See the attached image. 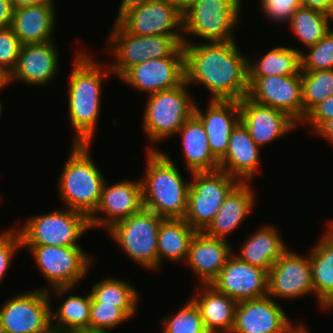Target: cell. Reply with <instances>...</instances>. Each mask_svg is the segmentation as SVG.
Returning <instances> with one entry per match:
<instances>
[{"label": "cell", "mask_w": 333, "mask_h": 333, "mask_svg": "<svg viewBox=\"0 0 333 333\" xmlns=\"http://www.w3.org/2000/svg\"><path fill=\"white\" fill-rule=\"evenodd\" d=\"M24 223L16 228L22 245L79 246L77 241L91 230L87 215L67 207L32 215Z\"/></svg>", "instance_id": "cell-8"}, {"label": "cell", "mask_w": 333, "mask_h": 333, "mask_svg": "<svg viewBox=\"0 0 333 333\" xmlns=\"http://www.w3.org/2000/svg\"><path fill=\"white\" fill-rule=\"evenodd\" d=\"M82 333H110V332L109 331H90V330H88V331H84Z\"/></svg>", "instance_id": "cell-54"}, {"label": "cell", "mask_w": 333, "mask_h": 333, "mask_svg": "<svg viewBox=\"0 0 333 333\" xmlns=\"http://www.w3.org/2000/svg\"><path fill=\"white\" fill-rule=\"evenodd\" d=\"M309 52L300 53L301 72L333 69V28L314 46L307 48Z\"/></svg>", "instance_id": "cell-39"}, {"label": "cell", "mask_w": 333, "mask_h": 333, "mask_svg": "<svg viewBox=\"0 0 333 333\" xmlns=\"http://www.w3.org/2000/svg\"><path fill=\"white\" fill-rule=\"evenodd\" d=\"M239 105L240 120L261 149L298 127L283 111L254 102L247 96L239 101Z\"/></svg>", "instance_id": "cell-21"}, {"label": "cell", "mask_w": 333, "mask_h": 333, "mask_svg": "<svg viewBox=\"0 0 333 333\" xmlns=\"http://www.w3.org/2000/svg\"><path fill=\"white\" fill-rule=\"evenodd\" d=\"M48 333H63V332L51 329Z\"/></svg>", "instance_id": "cell-55"}, {"label": "cell", "mask_w": 333, "mask_h": 333, "mask_svg": "<svg viewBox=\"0 0 333 333\" xmlns=\"http://www.w3.org/2000/svg\"><path fill=\"white\" fill-rule=\"evenodd\" d=\"M141 180L143 208L163 218L183 219L187 211L190 181L162 151H147Z\"/></svg>", "instance_id": "cell-3"}, {"label": "cell", "mask_w": 333, "mask_h": 333, "mask_svg": "<svg viewBox=\"0 0 333 333\" xmlns=\"http://www.w3.org/2000/svg\"><path fill=\"white\" fill-rule=\"evenodd\" d=\"M301 52L297 48L277 46L259 59L248 58V76L301 74Z\"/></svg>", "instance_id": "cell-32"}, {"label": "cell", "mask_w": 333, "mask_h": 333, "mask_svg": "<svg viewBox=\"0 0 333 333\" xmlns=\"http://www.w3.org/2000/svg\"><path fill=\"white\" fill-rule=\"evenodd\" d=\"M107 37L109 51L116 60L110 63L112 74L121 78L131 67L146 60L184 55V35L137 36L126 32L116 21Z\"/></svg>", "instance_id": "cell-6"}, {"label": "cell", "mask_w": 333, "mask_h": 333, "mask_svg": "<svg viewBox=\"0 0 333 333\" xmlns=\"http://www.w3.org/2000/svg\"><path fill=\"white\" fill-rule=\"evenodd\" d=\"M13 11L11 0H0V29L11 26Z\"/></svg>", "instance_id": "cell-44"}, {"label": "cell", "mask_w": 333, "mask_h": 333, "mask_svg": "<svg viewBox=\"0 0 333 333\" xmlns=\"http://www.w3.org/2000/svg\"><path fill=\"white\" fill-rule=\"evenodd\" d=\"M183 37L185 82L200 83L210 100L240 101L248 94V57L235 40L194 44Z\"/></svg>", "instance_id": "cell-1"}, {"label": "cell", "mask_w": 333, "mask_h": 333, "mask_svg": "<svg viewBox=\"0 0 333 333\" xmlns=\"http://www.w3.org/2000/svg\"><path fill=\"white\" fill-rule=\"evenodd\" d=\"M247 97L254 102L278 109L297 125L303 122L301 74L248 76Z\"/></svg>", "instance_id": "cell-13"}, {"label": "cell", "mask_w": 333, "mask_h": 333, "mask_svg": "<svg viewBox=\"0 0 333 333\" xmlns=\"http://www.w3.org/2000/svg\"><path fill=\"white\" fill-rule=\"evenodd\" d=\"M164 317V318H163ZM162 317V333H208L204 327L198 306L189 299L173 316Z\"/></svg>", "instance_id": "cell-37"}, {"label": "cell", "mask_w": 333, "mask_h": 333, "mask_svg": "<svg viewBox=\"0 0 333 333\" xmlns=\"http://www.w3.org/2000/svg\"><path fill=\"white\" fill-rule=\"evenodd\" d=\"M167 0H151L125 12L116 22L137 36L183 35V17Z\"/></svg>", "instance_id": "cell-15"}, {"label": "cell", "mask_w": 333, "mask_h": 333, "mask_svg": "<svg viewBox=\"0 0 333 333\" xmlns=\"http://www.w3.org/2000/svg\"><path fill=\"white\" fill-rule=\"evenodd\" d=\"M210 285L237 303L257 299L268 294V272L232 254Z\"/></svg>", "instance_id": "cell-17"}, {"label": "cell", "mask_w": 333, "mask_h": 333, "mask_svg": "<svg viewBox=\"0 0 333 333\" xmlns=\"http://www.w3.org/2000/svg\"><path fill=\"white\" fill-rule=\"evenodd\" d=\"M198 288V290H197ZM191 299L198 306L208 333H231L237 302L216 291L211 285L196 287Z\"/></svg>", "instance_id": "cell-28"}, {"label": "cell", "mask_w": 333, "mask_h": 333, "mask_svg": "<svg viewBox=\"0 0 333 333\" xmlns=\"http://www.w3.org/2000/svg\"><path fill=\"white\" fill-rule=\"evenodd\" d=\"M165 218L142 208L107 229L111 238L133 261L150 271L158 270L157 237Z\"/></svg>", "instance_id": "cell-9"}, {"label": "cell", "mask_w": 333, "mask_h": 333, "mask_svg": "<svg viewBox=\"0 0 333 333\" xmlns=\"http://www.w3.org/2000/svg\"><path fill=\"white\" fill-rule=\"evenodd\" d=\"M270 296L237 303L231 333H289L295 326Z\"/></svg>", "instance_id": "cell-18"}, {"label": "cell", "mask_w": 333, "mask_h": 333, "mask_svg": "<svg viewBox=\"0 0 333 333\" xmlns=\"http://www.w3.org/2000/svg\"><path fill=\"white\" fill-rule=\"evenodd\" d=\"M20 248H22L21 237L15 226L0 233V284L8 272L13 256Z\"/></svg>", "instance_id": "cell-41"}, {"label": "cell", "mask_w": 333, "mask_h": 333, "mask_svg": "<svg viewBox=\"0 0 333 333\" xmlns=\"http://www.w3.org/2000/svg\"><path fill=\"white\" fill-rule=\"evenodd\" d=\"M302 6L333 16V0H301Z\"/></svg>", "instance_id": "cell-45"}, {"label": "cell", "mask_w": 333, "mask_h": 333, "mask_svg": "<svg viewBox=\"0 0 333 333\" xmlns=\"http://www.w3.org/2000/svg\"><path fill=\"white\" fill-rule=\"evenodd\" d=\"M186 215L183 218L197 232L213 220L226 196L239 183L225 171L191 173Z\"/></svg>", "instance_id": "cell-11"}, {"label": "cell", "mask_w": 333, "mask_h": 333, "mask_svg": "<svg viewBox=\"0 0 333 333\" xmlns=\"http://www.w3.org/2000/svg\"><path fill=\"white\" fill-rule=\"evenodd\" d=\"M48 0H11L13 9L28 7L32 5L41 4L47 2Z\"/></svg>", "instance_id": "cell-48"}, {"label": "cell", "mask_w": 333, "mask_h": 333, "mask_svg": "<svg viewBox=\"0 0 333 333\" xmlns=\"http://www.w3.org/2000/svg\"><path fill=\"white\" fill-rule=\"evenodd\" d=\"M91 144L72 143L68 161L58 180L59 197L65 207L90 217L98 208L105 177L90 156Z\"/></svg>", "instance_id": "cell-4"}, {"label": "cell", "mask_w": 333, "mask_h": 333, "mask_svg": "<svg viewBox=\"0 0 333 333\" xmlns=\"http://www.w3.org/2000/svg\"><path fill=\"white\" fill-rule=\"evenodd\" d=\"M327 226H329L327 232L333 237V221L329 222Z\"/></svg>", "instance_id": "cell-52"}, {"label": "cell", "mask_w": 333, "mask_h": 333, "mask_svg": "<svg viewBox=\"0 0 333 333\" xmlns=\"http://www.w3.org/2000/svg\"><path fill=\"white\" fill-rule=\"evenodd\" d=\"M24 247L29 249L36 267L52 288L49 294L54 290L60 298L87 276L93 262V256L81 246L22 245Z\"/></svg>", "instance_id": "cell-7"}, {"label": "cell", "mask_w": 333, "mask_h": 333, "mask_svg": "<svg viewBox=\"0 0 333 333\" xmlns=\"http://www.w3.org/2000/svg\"><path fill=\"white\" fill-rule=\"evenodd\" d=\"M188 86L184 80L177 87L148 95L142 129L153 144L147 151H158V147L156 149L153 145L177 135L180 127L194 113L195 102Z\"/></svg>", "instance_id": "cell-5"}, {"label": "cell", "mask_w": 333, "mask_h": 333, "mask_svg": "<svg viewBox=\"0 0 333 333\" xmlns=\"http://www.w3.org/2000/svg\"><path fill=\"white\" fill-rule=\"evenodd\" d=\"M4 82V78L0 76V85Z\"/></svg>", "instance_id": "cell-56"}, {"label": "cell", "mask_w": 333, "mask_h": 333, "mask_svg": "<svg viewBox=\"0 0 333 333\" xmlns=\"http://www.w3.org/2000/svg\"><path fill=\"white\" fill-rule=\"evenodd\" d=\"M90 293L92 302H103L118 308H138L137 289L123 279H114L110 276L103 278L92 286Z\"/></svg>", "instance_id": "cell-35"}, {"label": "cell", "mask_w": 333, "mask_h": 333, "mask_svg": "<svg viewBox=\"0 0 333 333\" xmlns=\"http://www.w3.org/2000/svg\"><path fill=\"white\" fill-rule=\"evenodd\" d=\"M54 0L14 9L11 28L21 45L53 40L56 24Z\"/></svg>", "instance_id": "cell-26"}, {"label": "cell", "mask_w": 333, "mask_h": 333, "mask_svg": "<svg viewBox=\"0 0 333 333\" xmlns=\"http://www.w3.org/2000/svg\"><path fill=\"white\" fill-rule=\"evenodd\" d=\"M92 295H69L56 312L51 311V327L63 333L89 330ZM55 322V323H54Z\"/></svg>", "instance_id": "cell-33"}, {"label": "cell", "mask_w": 333, "mask_h": 333, "mask_svg": "<svg viewBox=\"0 0 333 333\" xmlns=\"http://www.w3.org/2000/svg\"><path fill=\"white\" fill-rule=\"evenodd\" d=\"M195 103L194 114L203 123L213 155L220 160L227 152L233 128L240 121V105L236 100H210L206 112Z\"/></svg>", "instance_id": "cell-23"}, {"label": "cell", "mask_w": 333, "mask_h": 333, "mask_svg": "<svg viewBox=\"0 0 333 333\" xmlns=\"http://www.w3.org/2000/svg\"><path fill=\"white\" fill-rule=\"evenodd\" d=\"M305 326L306 325L302 326V324L299 323L298 325H295V327L289 333H310Z\"/></svg>", "instance_id": "cell-50"}, {"label": "cell", "mask_w": 333, "mask_h": 333, "mask_svg": "<svg viewBox=\"0 0 333 333\" xmlns=\"http://www.w3.org/2000/svg\"><path fill=\"white\" fill-rule=\"evenodd\" d=\"M319 238L309 253V259L314 295L318 305L324 308L333 298V237L325 231Z\"/></svg>", "instance_id": "cell-30"}, {"label": "cell", "mask_w": 333, "mask_h": 333, "mask_svg": "<svg viewBox=\"0 0 333 333\" xmlns=\"http://www.w3.org/2000/svg\"><path fill=\"white\" fill-rule=\"evenodd\" d=\"M332 308H333V298L324 305L323 309L329 310V309H332Z\"/></svg>", "instance_id": "cell-51"}, {"label": "cell", "mask_w": 333, "mask_h": 333, "mask_svg": "<svg viewBox=\"0 0 333 333\" xmlns=\"http://www.w3.org/2000/svg\"><path fill=\"white\" fill-rule=\"evenodd\" d=\"M260 3L267 20L287 24L296 9L302 7L301 0H261Z\"/></svg>", "instance_id": "cell-42"}, {"label": "cell", "mask_w": 333, "mask_h": 333, "mask_svg": "<svg viewBox=\"0 0 333 333\" xmlns=\"http://www.w3.org/2000/svg\"><path fill=\"white\" fill-rule=\"evenodd\" d=\"M137 312V308H118L103 302H91L90 331H111L128 321Z\"/></svg>", "instance_id": "cell-38"}, {"label": "cell", "mask_w": 333, "mask_h": 333, "mask_svg": "<svg viewBox=\"0 0 333 333\" xmlns=\"http://www.w3.org/2000/svg\"><path fill=\"white\" fill-rule=\"evenodd\" d=\"M170 2L180 13H184L194 2V0H167Z\"/></svg>", "instance_id": "cell-49"}, {"label": "cell", "mask_w": 333, "mask_h": 333, "mask_svg": "<svg viewBox=\"0 0 333 333\" xmlns=\"http://www.w3.org/2000/svg\"><path fill=\"white\" fill-rule=\"evenodd\" d=\"M88 53L75 54L68 81V113L76 133L73 143H92L99 124L103 79L112 74L109 64L103 69Z\"/></svg>", "instance_id": "cell-2"}, {"label": "cell", "mask_w": 333, "mask_h": 333, "mask_svg": "<svg viewBox=\"0 0 333 333\" xmlns=\"http://www.w3.org/2000/svg\"><path fill=\"white\" fill-rule=\"evenodd\" d=\"M196 232L184 219H164L157 237L158 269L164 259L175 263L185 262L191 239Z\"/></svg>", "instance_id": "cell-31"}, {"label": "cell", "mask_w": 333, "mask_h": 333, "mask_svg": "<svg viewBox=\"0 0 333 333\" xmlns=\"http://www.w3.org/2000/svg\"><path fill=\"white\" fill-rule=\"evenodd\" d=\"M280 231L275 226L264 225L253 233L240 247V260L269 272L273 264L287 250Z\"/></svg>", "instance_id": "cell-29"}, {"label": "cell", "mask_w": 333, "mask_h": 333, "mask_svg": "<svg viewBox=\"0 0 333 333\" xmlns=\"http://www.w3.org/2000/svg\"><path fill=\"white\" fill-rule=\"evenodd\" d=\"M151 0H122L119 6L115 21H117L125 12L139 6H143Z\"/></svg>", "instance_id": "cell-47"}, {"label": "cell", "mask_w": 333, "mask_h": 333, "mask_svg": "<svg viewBox=\"0 0 333 333\" xmlns=\"http://www.w3.org/2000/svg\"><path fill=\"white\" fill-rule=\"evenodd\" d=\"M242 0H194L183 13V35L193 34L212 42L234 40Z\"/></svg>", "instance_id": "cell-10"}, {"label": "cell", "mask_w": 333, "mask_h": 333, "mask_svg": "<svg viewBox=\"0 0 333 333\" xmlns=\"http://www.w3.org/2000/svg\"><path fill=\"white\" fill-rule=\"evenodd\" d=\"M21 44L11 27L0 29V76L4 79L15 68Z\"/></svg>", "instance_id": "cell-40"}, {"label": "cell", "mask_w": 333, "mask_h": 333, "mask_svg": "<svg viewBox=\"0 0 333 333\" xmlns=\"http://www.w3.org/2000/svg\"><path fill=\"white\" fill-rule=\"evenodd\" d=\"M313 134L325 138L333 146V118L325 121Z\"/></svg>", "instance_id": "cell-46"}, {"label": "cell", "mask_w": 333, "mask_h": 333, "mask_svg": "<svg viewBox=\"0 0 333 333\" xmlns=\"http://www.w3.org/2000/svg\"><path fill=\"white\" fill-rule=\"evenodd\" d=\"M314 294L312 269L307 256L287 249L268 272V296L297 299Z\"/></svg>", "instance_id": "cell-14"}, {"label": "cell", "mask_w": 333, "mask_h": 333, "mask_svg": "<svg viewBox=\"0 0 333 333\" xmlns=\"http://www.w3.org/2000/svg\"><path fill=\"white\" fill-rule=\"evenodd\" d=\"M177 134L181 135L186 170L190 173L219 170V160L211 152L205 127L194 113Z\"/></svg>", "instance_id": "cell-27"}, {"label": "cell", "mask_w": 333, "mask_h": 333, "mask_svg": "<svg viewBox=\"0 0 333 333\" xmlns=\"http://www.w3.org/2000/svg\"><path fill=\"white\" fill-rule=\"evenodd\" d=\"M226 239L209 237L196 232L191 239L186 263L202 285H210L233 254Z\"/></svg>", "instance_id": "cell-22"}, {"label": "cell", "mask_w": 333, "mask_h": 333, "mask_svg": "<svg viewBox=\"0 0 333 333\" xmlns=\"http://www.w3.org/2000/svg\"><path fill=\"white\" fill-rule=\"evenodd\" d=\"M250 182H239L226 196L219 211L202 231L209 237L226 239L251 214L255 197Z\"/></svg>", "instance_id": "cell-25"}, {"label": "cell", "mask_w": 333, "mask_h": 333, "mask_svg": "<svg viewBox=\"0 0 333 333\" xmlns=\"http://www.w3.org/2000/svg\"><path fill=\"white\" fill-rule=\"evenodd\" d=\"M56 47L55 41L21 45L16 66L4 82L10 85L18 80L39 87L50 84L59 67Z\"/></svg>", "instance_id": "cell-20"}, {"label": "cell", "mask_w": 333, "mask_h": 333, "mask_svg": "<svg viewBox=\"0 0 333 333\" xmlns=\"http://www.w3.org/2000/svg\"><path fill=\"white\" fill-rule=\"evenodd\" d=\"M120 79L147 95L177 87L185 80L184 55L146 60L131 67Z\"/></svg>", "instance_id": "cell-19"}, {"label": "cell", "mask_w": 333, "mask_h": 333, "mask_svg": "<svg viewBox=\"0 0 333 333\" xmlns=\"http://www.w3.org/2000/svg\"><path fill=\"white\" fill-rule=\"evenodd\" d=\"M260 147L241 122L233 128L225 155L219 160V170L239 182H251L260 166Z\"/></svg>", "instance_id": "cell-24"}, {"label": "cell", "mask_w": 333, "mask_h": 333, "mask_svg": "<svg viewBox=\"0 0 333 333\" xmlns=\"http://www.w3.org/2000/svg\"><path fill=\"white\" fill-rule=\"evenodd\" d=\"M333 118V95L326 100L316 105L307 115L302 122L312 129L310 132L314 133L325 121Z\"/></svg>", "instance_id": "cell-43"}, {"label": "cell", "mask_w": 333, "mask_h": 333, "mask_svg": "<svg viewBox=\"0 0 333 333\" xmlns=\"http://www.w3.org/2000/svg\"><path fill=\"white\" fill-rule=\"evenodd\" d=\"M5 86H7V84L5 83V82H3L1 85H0V91H1V89H3V88H5ZM3 87V88H2ZM3 104H2V102L0 101V115H1V113H2V111H3V106H2Z\"/></svg>", "instance_id": "cell-53"}, {"label": "cell", "mask_w": 333, "mask_h": 333, "mask_svg": "<svg viewBox=\"0 0 333 333\" xmlns=\"http://www.w3.org/2000/svg\"><path fill=\"white\" fill-rule=\"evenodd\" d=\"M332 16L307 7L297 8L290 22V29L297 39L309 48L314 46L331 29Z\"/></svg>", "instance_id": "cell-34"}, {"label": "cell", "mask_w": 333, "mask_h": 333, "mask_svg": "<svg viewBox=\"0 0 333 333\" xmlns=\"http://www.w3.org/2000/svg\"><path fill=\"white\" fill-rule=\"evenodd\" d=\"M143 208L141 180H122L108 185L105 180L98 208L89 217L92 229L107 230L116 222L124 220ZM103 213L105 216H100Z\"/></svg>", "instance_id": "cell-16"}, {"label": "cell", "mask_w": 333, "mask_h": 333, "mask_svg": "<svg viewBox=\"0 0 333 333\" xmlns=\"http://www.w3.org/2000/svg\"><path fill=\"white\" fill-rule=\"evenodd\" d=\"M303 121L320 102L333 95V69L301 72Z\"/></svg>", "instance_id": "cell-36"}, {"label": "cell", "mask_w": 333, "mask_h": 333, "mask_svg": "<svg viewBox=\"0 0 333 333\" xmlns=\"http://www.w3.org/2000/svg\"><path fill=\"white\" fill-rule=\"evenodd\" d=\"M49 289L8 298L0 309V333H48L52 329Z\"/></svg>", "instance_id": "cell-12"}]
</instances>
